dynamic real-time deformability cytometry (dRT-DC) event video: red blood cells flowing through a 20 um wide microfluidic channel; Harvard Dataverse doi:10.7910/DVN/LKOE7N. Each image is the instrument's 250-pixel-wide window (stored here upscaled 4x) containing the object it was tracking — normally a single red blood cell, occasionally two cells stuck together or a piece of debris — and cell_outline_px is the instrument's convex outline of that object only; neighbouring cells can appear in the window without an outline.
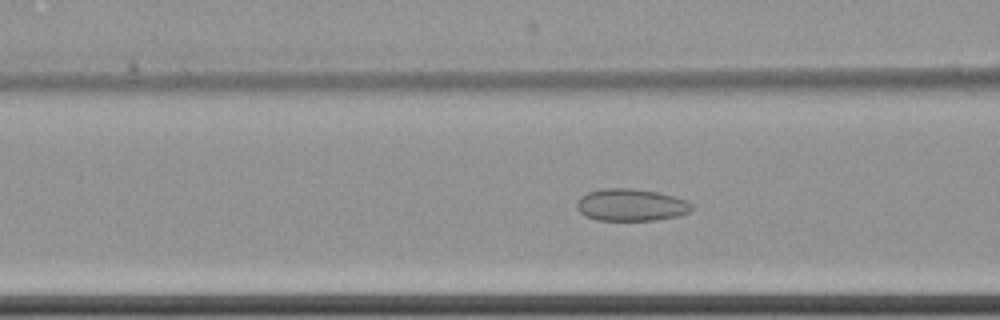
{"species": "common noctule bat (a hibernating species)", "species_latin": "Nyctalus noctula", "temperature_condition": "cold", "stored_images_in_passage": 40, "camera_frame_rate_fps": 3000, "um_per_image_px": 0.085, "animal": {"sex": "female", "body_mass_g": 22.7, "forearm_length_mm": 54.2}, "frame": {"image": 1, "passage_image": 5, "time_ms": 1.333, "image_size_px": [1000, 320], "cell_outline_px": [[692, 212], [676, 216], [656, 220], [596, 220], [584, 216], [576, 208], [576, 200], [580, 196], [588, 192], [600, 188], [632, 188], [656, 192], [688, 200], [692, 204]], "centroid_in_image_um": [53.6, 17.42], "position_along_channel_um": 113.0, "area_um2": 21.79}}
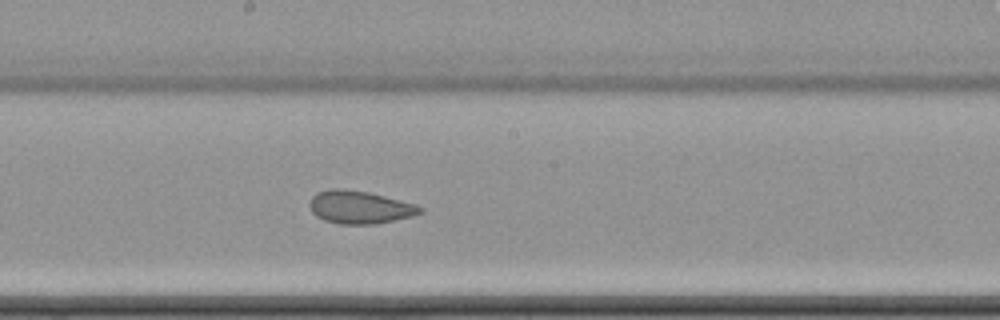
{"frame": {"image": 2, "passage_image": 14, "time_ms": 4.333, "image_size_px": [1000, 320], "cell_outline_px": [[424, 212], [412, 216], [376, 224], [340, 224], [324, 220], [316, 216], [312, 212], [308, 204], [312, 196], [316, 192], [332, 188], [344, 188], [368, 192], [416, 204], [424, 208]], "centroid_in_image_um": [30.56, 17.61], "position_along_channel_um": 217.6, "area_um2": 21.33}}
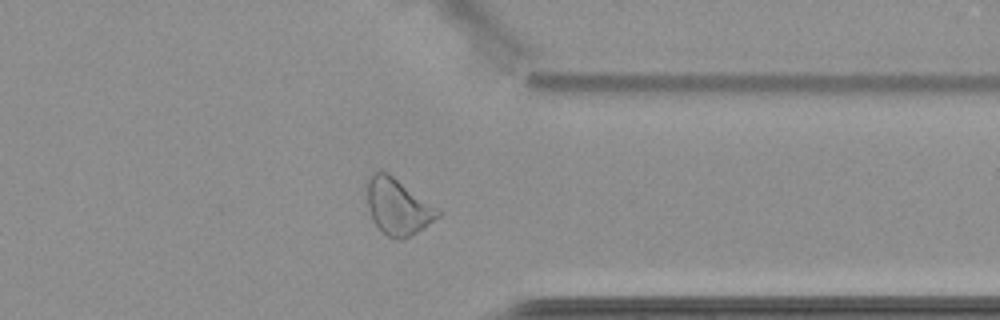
{"frame": {"image": 3, "passage_image": 28, "time_ms": 9.0, "image_size_px": [1000, 320], "cell_outline_px": [[444, 212], [440, 216], [424, 228], [412, 236], [404, 240], [392, 240], [372, 220], [368, 208], [364, 184], [368, 176], [372, 172], [388, 172]], "centroid_in_image_um": [33.8, 17.56], "position_along_channel_um": 377.6, "area_um2": 23.81}, "authors_computed_cell_mechanics": {"area_um2": 21.7328, "velocity_mm_per_s": 3.487, "shape_relaxation_time_tau1_ms": null, "shape_relaxation_time_tau2_ms": 2.8064, "deformation_change_tau1": null, "deformation_change_tau2": 0.0856}}